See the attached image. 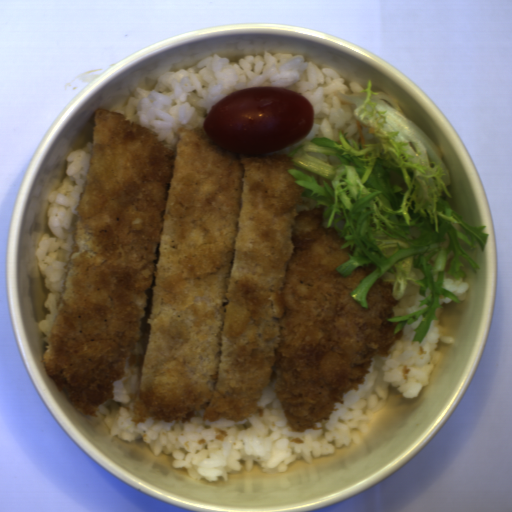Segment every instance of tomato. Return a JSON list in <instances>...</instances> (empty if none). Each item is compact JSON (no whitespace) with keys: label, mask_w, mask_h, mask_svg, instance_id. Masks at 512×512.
Returning a JSON list of instances; mask_svg holds the SVG:
<instances>
[{"label":"tomato","mask_w":512,"mask_h":512,"mask_svg":"<svg viewBox=\"0 0 512 512\" xmlns=\"http://www.w3.org/2000/svg\"><path fill=\"white\" fill-rule=\"evenodd\" d=\"M313 103L282 87L254 85L219 100L203 129L214 146L246 156L285 150L306 138L314 122Z\"/></svg>","instance_id":"512abeb7"}]
</instances>
